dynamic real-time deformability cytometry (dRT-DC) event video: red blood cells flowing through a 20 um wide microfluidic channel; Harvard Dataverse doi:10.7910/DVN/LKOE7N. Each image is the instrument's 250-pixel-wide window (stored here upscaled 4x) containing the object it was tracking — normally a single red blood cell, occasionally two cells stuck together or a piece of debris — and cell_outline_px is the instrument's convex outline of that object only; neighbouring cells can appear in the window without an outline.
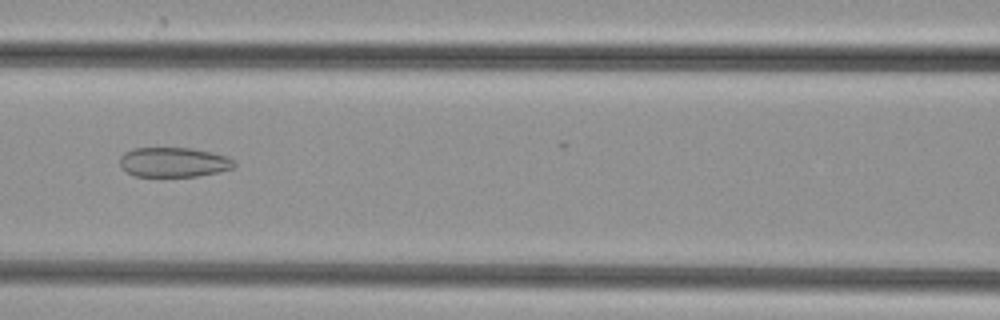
{"species": "common noctule bat (a hibernating species)", "species_latin": "Nyctalus noctula", "temperature_condition": "cold", "stored_images_in_passage": 49, "camera_frame_rate_fps": 3000, "um_per_image_px": 0.085, "animal": {"sex": "female", "body_mass_g": 29.2, "forearm_length_mm": 56.3}, "frame": {"image": 1, "passage_image": 22, "time_ms": 7.0, "image_size_px": [1000, 320], "cell_outline_px": [[236, 164], [232, 168], [216, 172], [196, 176], [136, 176], [128, 172], [120, 164], [120, 156], [124, 152], [132, 148], [192, 148], [212, 152], [228, 156]], "centroid_in_image_um": [14.75, 13.77], "position_along_channel_um": 151.8, "area_um2": 19.65}}
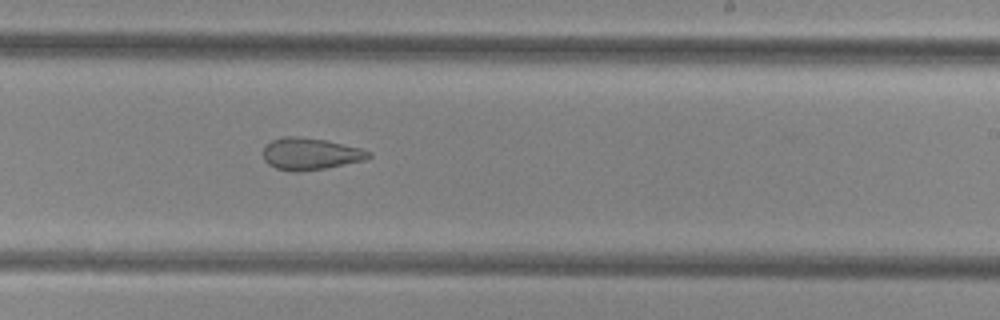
{"frame": {"image": 2, "passage_image": 30, "time_ms": 9.667, "image_size_px": [1000, 320], "cell_outline_px": [[372, 156], [364, 160], [324, 168], [300, 172], [292, 172], [276, 168], [268, 164], [264, 160], [264, 148], [272, 140], [284, 136], [300, 136], [324, 140], [360, 148], [372, 152]], "centroid_in_image_um": [26.37, 13.08], "position_along_channel_um": 262.6, "area_um2": 19.48}}
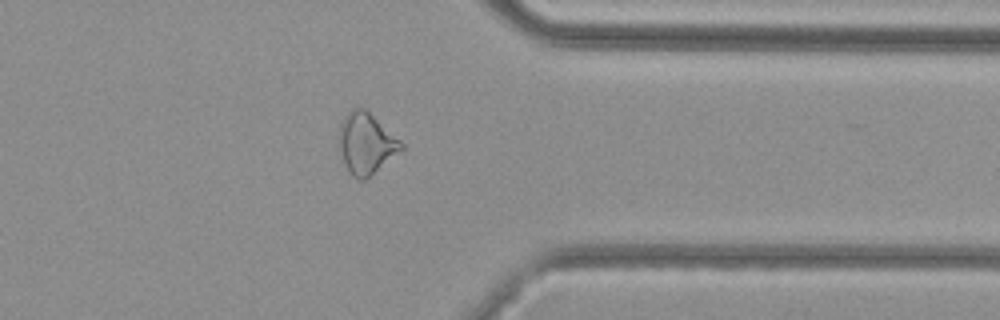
{"frame": {"image": 3, "passage_image": 39, "time_ms": 12.667, "image_size_px": [1000, 320], "cell_outline_px": [[404, 148], [364, 180], [360, 180], [352, 176], [348, 172], [344, 164], [340, 152], [340, 124], [344, 116], [352, 108], [364, 108], [400, 140], [404, 144]], "centroid_in_image_um": [31.1, 12.2], "position_along_channel_um": 380.3, "area_um2": 21.68}}